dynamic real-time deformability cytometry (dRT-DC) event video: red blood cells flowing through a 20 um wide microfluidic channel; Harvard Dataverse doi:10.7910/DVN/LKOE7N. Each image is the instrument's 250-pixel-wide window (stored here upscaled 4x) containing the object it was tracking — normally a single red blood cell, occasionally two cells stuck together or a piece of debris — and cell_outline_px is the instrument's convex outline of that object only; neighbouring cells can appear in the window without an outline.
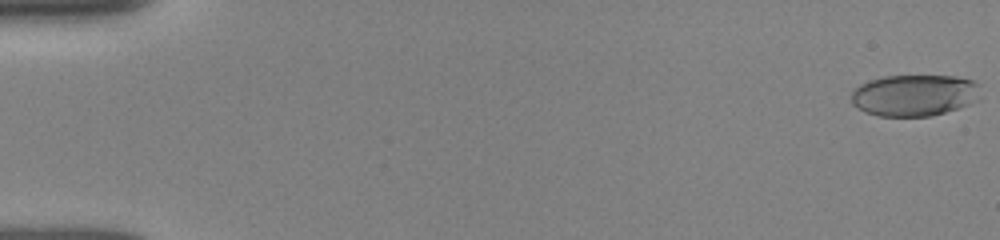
{"species": "human", "species_latin": "Homo sapiens", "temperature_condition": "room temperature", "stored_images_in_passage": 52, "camera_frame_rate_fps": 3000, "um_per_image_px": 0.085, "donor": {"sex": "female"}, "frame": {"image": 1, "passage_image": 1, "time_ms": 0.0, "image_size_px": [1000, 240], "cell_outline_px": [[980, 100], [960, 108], [932, 116], [880, 116], [864, 112], [852, 104], [852, 92], [860, 84], [868, 80], [884, 76], [956, 76], [972, 80], [980, 84]], "centroid_in_image_um": [77.77, 8.1], "position_along_channel_um": 7.2, "area_um2": 31.67}}
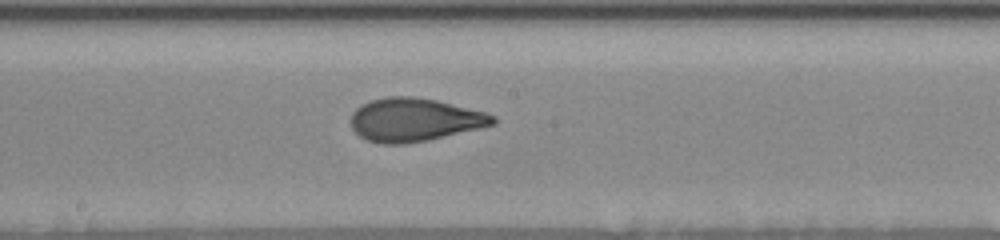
{"frame": {"image": 2, "passage_image": 29, "time_ms": 9.333, "image_size_px": [1000, 240], "cell_outline_px": [[496, 124], [480, 128], [428, 140], [404, 144], [380, 144], [368, 140], [360, 136], [352, 128], [352, 112], [356, 108], [372, 100], [388, 96], [412, 96], [436, 100], [484, 112], [496, 116]], "centroid_in_image_um": [35.23, 10.18], "position_along_channel_um": 213.0, "area_um2": 35.6}}
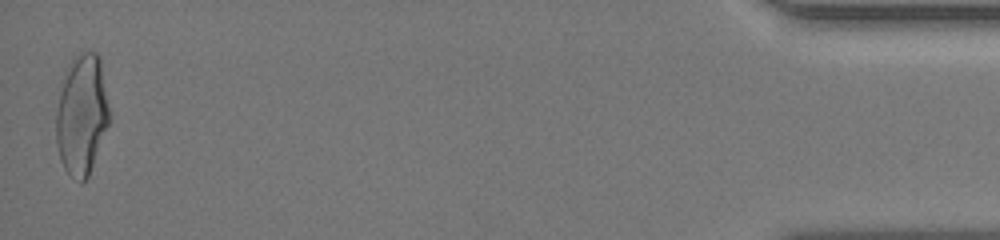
{"frame": {"image": 3, "passage_image": 52, "time_ms": 17.0, "image_size_px": [1000, 240], "cell_outline_px": [[108, 124], [88, 176], [80, 184], [64, 168], [60, 160], [56, 140], [56, 112], [60, 92], [68, 64], [72, 56], [84, 52], [96, 52], [100, 56], [108, 108]], "centroid_in_image_um": [6.93, 9.74], "position_along_channel_um": 428.3, "area_um2": 36.82}, "authors_computed_cell_mechanics": {"area_um2": 35.1135, "velocity_mm_per_s": 3.9022, "shape_relaxation_time_tau1_ms": 4.6597, "shape_relaxation_time_tau2_ms": 0.8315, "deformation_change_tau1": 0.1916, "deformation_change_tau2": 0.0736}}